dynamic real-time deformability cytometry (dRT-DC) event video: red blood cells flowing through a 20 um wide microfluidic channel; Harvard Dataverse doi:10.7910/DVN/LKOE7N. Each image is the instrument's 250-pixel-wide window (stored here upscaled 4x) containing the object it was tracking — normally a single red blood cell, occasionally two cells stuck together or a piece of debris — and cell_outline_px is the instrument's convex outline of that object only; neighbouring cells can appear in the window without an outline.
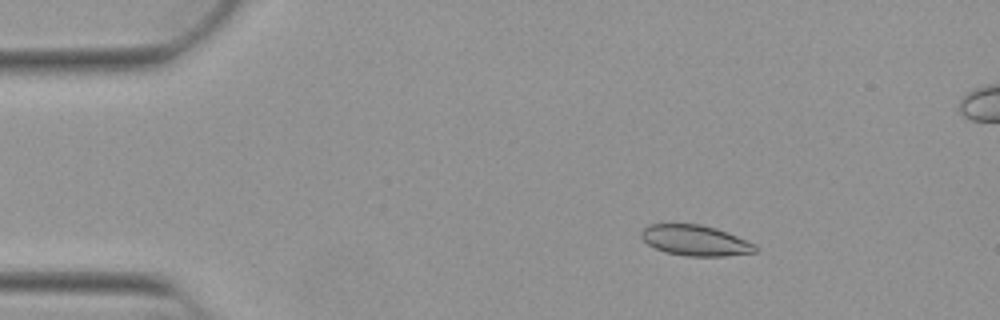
{"species": "Egyptian fruit bat (a non-hibernating species)", "species_latin": "Rousettus aegyptiacus", "temperature_condition": "warm", "stored_images_in_passage": 53, "segment_of_instrument_passage": [1, 2], "camera_frame_rate_fps": 3000, "um_per_image_px": 0.085, "animal": {"sex": "female"}, "frame": {"image": 1, "passage_image": 8, "time_ms": 2.333, "image_size_px": [1000, 320], "cell_outline_px": [[756, 252], [724, 256], [688, 256], [668, 252], [656, 248], [648, 244], [640, 236], [640, 232], [648, 224], [700, 224], [716, 228], [756, 244]], "centroid_in_image_um": [59.09, 20.43], "position_along_channel_um": 25.9, "area_um2": 20.11}}
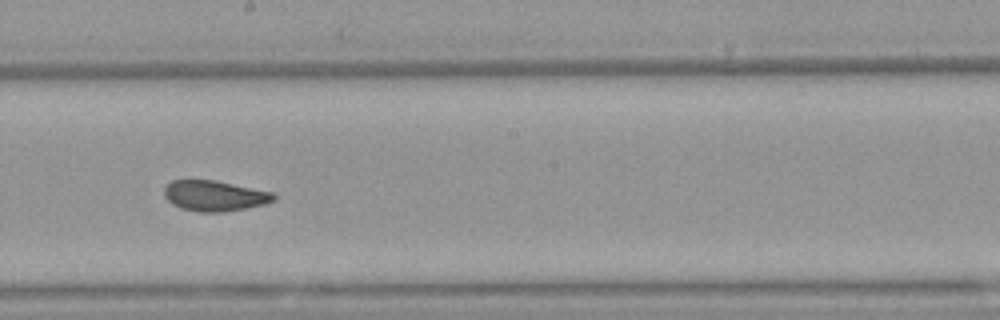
{"frame": {"image": 2, "passage_image": 29, "time_ms": 9.333, "image_size_px": [1000, 320], "cell_outline_px": [[276, 200], [264, 204], [224, 212], [200, 212], [180, 208], [172, 204], [164, 196], [164, 188], [172, 180], [216, 180], [272, 192], [276, 196]], "centroid_in_image_um": [18.23, 16.64], "position_along_channel_um": 230.0, "area_um2": 19.48}}
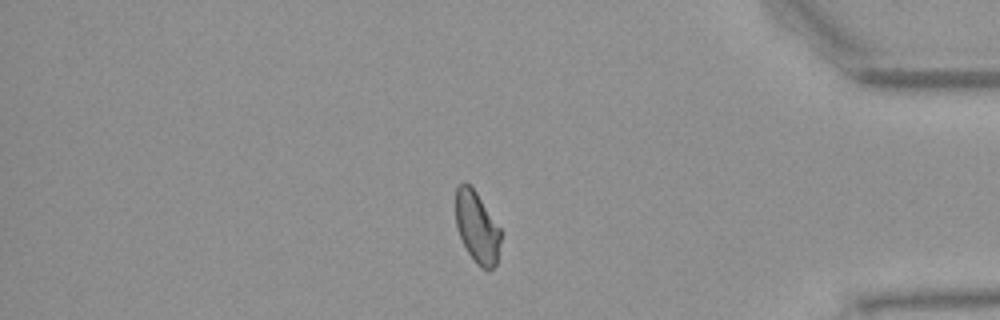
{"frame": {"image": 3, "passage_image": 44, "time_ms": 14.333, "image_size_px": [1000, 320], "cell_outline_px": [[500, 240], [496, 264], [488, 272], [476, 264], [468, 252], [456, 228], [456, 188], [464, 180], [476, 192], [500, 228]], "centroid_in_image_um": [40.53, 19.33], "position_along_channel_um": 394.7, "area_um2": 18.55}}